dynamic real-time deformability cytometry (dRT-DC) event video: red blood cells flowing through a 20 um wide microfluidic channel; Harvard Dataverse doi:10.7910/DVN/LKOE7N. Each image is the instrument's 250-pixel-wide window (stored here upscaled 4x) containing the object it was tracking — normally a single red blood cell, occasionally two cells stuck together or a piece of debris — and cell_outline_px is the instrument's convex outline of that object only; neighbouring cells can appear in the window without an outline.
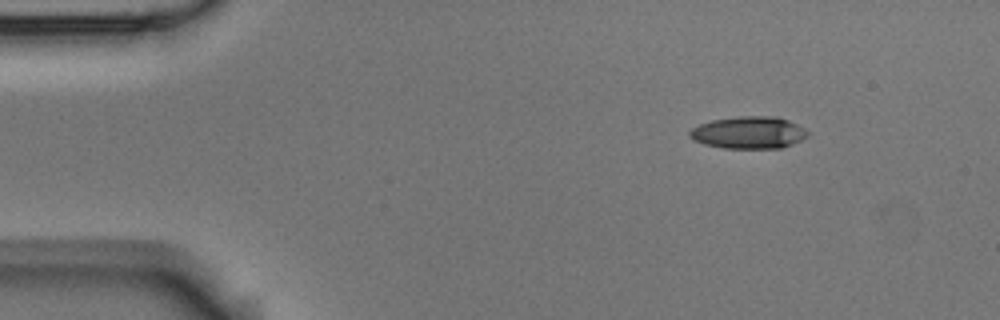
{"species": "Egyptian fruit bat (a non-hibernating species)", "species_latin": "Rousettus aegyptiacus", "temperature_condition": "room temperature", "stored_images_in_passage": 6, "camera_frame_rate_fps": 3000, "um_per_image_px": 0.085, "animal": {"sex": "male"}, "frame": {"image": 1, "passage_image": 1, "time_ms": 0.0, "image_size_px": [1000, 320], "cell_outline_px": [[808, 136], [792, 144], [780, 148], [724, 148], [704, 144], [688, 136], [688, 132], [692, 128], [700, 124], [712, 120], [740, 116], [776, 116], [788, 120], [804, 128], [808, 132]], "centroid_in_image_um": [63.64, 11.26], "position_along_channel_um": 21.4, "area_um2": 22.02}}
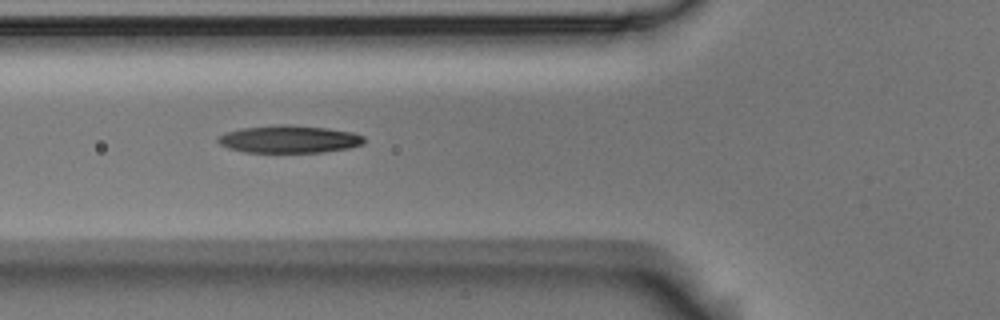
{"frame": {"image": 2, "passage_image": 4, "time_ms": 1.0, "image_size_px": [1000, 320], "cell_outline_px": [[364, 144], [348, 148], [324, 152], [244, 152], [228, 148], [220, 144], [216, 140], [224, 132], [240, 128], [276, 124], [288, 124], [328, 128], [352, 132], [364, 136]], "centroid_in_image_um": [24.56, 11.82], "position_along_channel_um": 101.2, "area_um2": 23.64}}
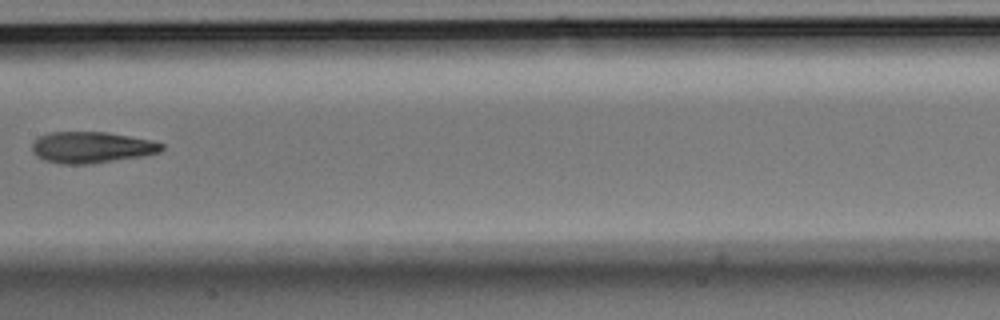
{"frame": {"image": 3, "passage_image": 6, "time_ms": 1.667, "image_size_px": [1000, 320], "cell_outline_px": [[164, 148], [160, 152], [144, 156], [88, 164], [60, 164], [44, 160], [36, 156], [32, 152], [32, 144], [40, 136], [52, 132], [108, 132], [152, 140], [164, 144]], "centroid_in_image_um": [7.8, 12.53], "position_along_channel_um": 199.6, "area_um2": 23.7}}